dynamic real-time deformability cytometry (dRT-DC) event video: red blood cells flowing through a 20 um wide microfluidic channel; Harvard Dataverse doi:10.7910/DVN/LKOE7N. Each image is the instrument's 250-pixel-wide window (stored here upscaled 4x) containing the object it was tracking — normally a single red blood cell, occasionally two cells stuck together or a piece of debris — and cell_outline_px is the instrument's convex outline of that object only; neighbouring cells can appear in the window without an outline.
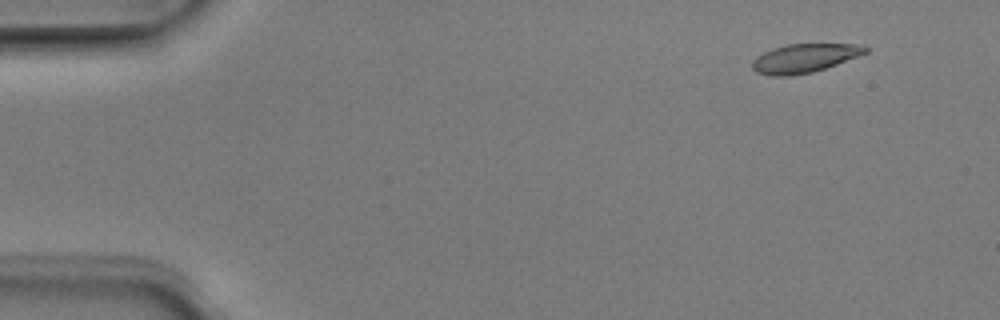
{"species": "Egyptian fruit bat (a non-hibernating species)", "species_latin": "Rousettus aegyptiacus", "temperature_condition": "room temperature", "stored_images_in_passage": 6, "camera_frame_rate_fps": 3000, "um_per_image_px": 0.085, "animal": {"sex": "male"}, "frame": {"image": 1, "passage_image": 2, "time_ms": 0.333, "image_size_px": [1000, 320], "cell_outline_px": [[868, 52], [836, 64], [812, 72], [792, 76], [772, 76], [756, 72], [752, 68], [752, 60], [756, 56], [772, 48], [788, 44], [864, 44], [868, 48]], "centroid_in_image_um": [68.35, 4.94], "position_along_channel_um": 16.6, "area_um2": 18.96}}
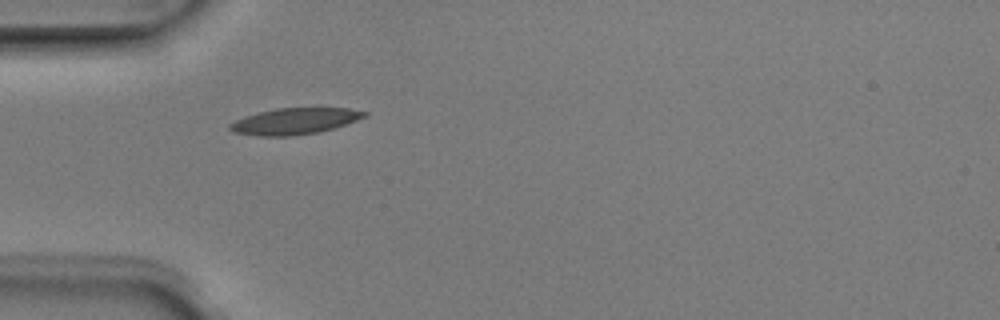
{"frame": {"image": 2, "passage_image": 5, "time_ms": 1.333, "image_size_px": [1000, 320], "cell_outline_px": [[368, 116], [320, 132], [292, 136], [256, 136], [232, 132], [228, 128], [228, 124], [244, 116], [276, 108], [348, 108], [368, 112]], "centroid_in_image_um": [25.01, 10.3], "position_along_channel_um": 60.0, "area_um2": 20.63}}
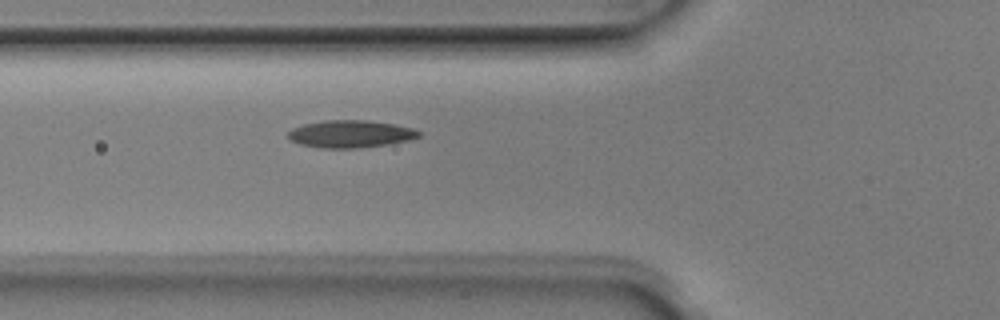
{"frame": {"image": 3, "passage_image": 6, "time_ms": 1.667, "image_size_px": [1000, 320], "cell_outline_px": [[424, 132], [420, 136], [408, 140], [388, 144], [360, 148], [320, 148], [300, 144], [288, 140], [288, 132], [292, 128], [304, 124], [324, 120], [368, 120], [392, 124], [412, 128]], "centroid_in_image_um": [29.78, 11.39], "position_along_channel_um": 96.0, "area_um2": 20.98}}